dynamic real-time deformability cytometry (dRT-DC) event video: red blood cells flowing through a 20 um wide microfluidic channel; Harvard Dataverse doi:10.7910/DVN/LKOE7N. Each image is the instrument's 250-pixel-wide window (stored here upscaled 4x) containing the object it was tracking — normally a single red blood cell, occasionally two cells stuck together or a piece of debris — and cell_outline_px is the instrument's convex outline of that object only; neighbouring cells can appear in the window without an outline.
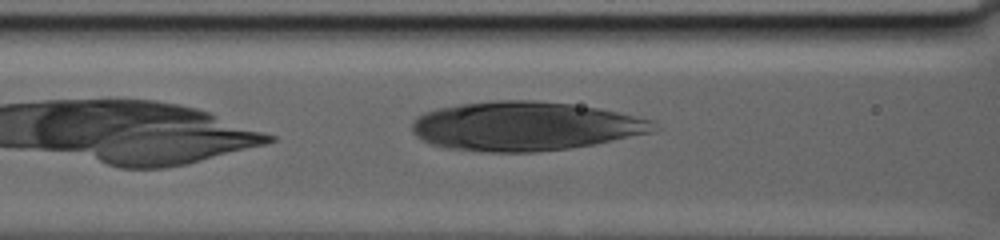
{"species": "human", "species_latin": "Homo sapiens", "temperature_condition": "warm", "stored_images_in_passage": 45, "camera_frame_rate_fps": 3000, "um_per_image_px": 0.085, "donor": {"sex": "male"}, "frame": {"image": 1, "passage_image": 7, "time_ms": 2.333, "image_size_px": [1000, 240], "cell_outline_px": [[660, 128], [652, 132], [592, 144], [568, 148], [536, 152], [488, 152], [444, 148], [432, 144], [416, 136], [412, 132], [412, 120], [416, 116], [424, 112], [436, 108], [460, 104], [496, 100], [536, 100], [572, 104], [596, 108], [656, 120]], "centroid_in_image_um": [44.6, 10.72], "position_along_channel_um": 122.0, "area_um2": 69.19}}
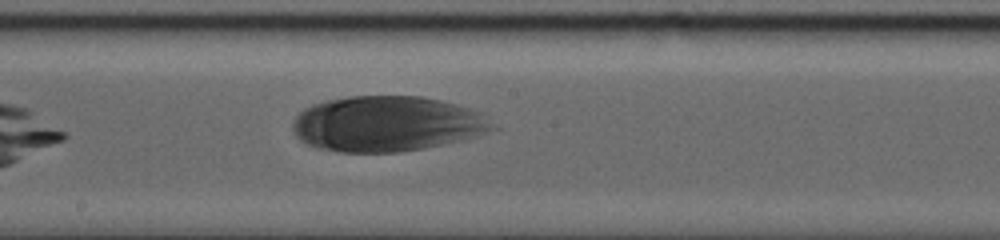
{"frame": {"image": 2, "passage_image": 18, "time_ms": 6.333, "image_size_px": [1000, 240], "cell_outline_px": [[500, 128], [476, 136], [460, 140], [424, 148], [396, 152], [340, 152], [320, 148], [308, 144], [300, 140], [296, 136], [292, 128], [292, 124], [296, 116], [304, 108], [312, 104], [328, 100], [348, 96], [420, 96], [440, 100], [456, 104], [484, 112]], "centroid_in_image_um": [32.94, 10.51], "position_along_channel_um": 215.3, "area_um2": 64.85}}
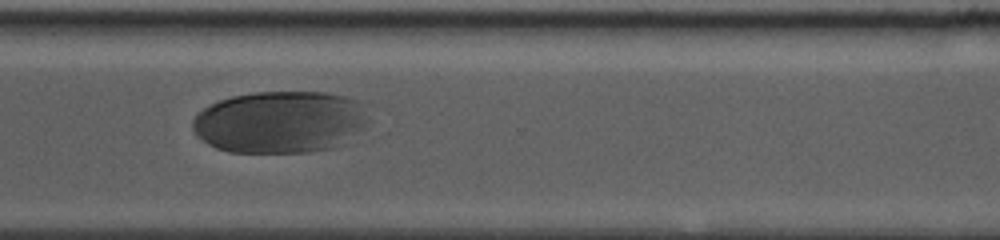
{"frame": {"image": 3, "passage_image": 35, "time_ms": 12.0, "image_size_px": [1000, 240], "cell_outline_px": [[368, 120], [360, 128], [332, 148], [308, 152], [228, 152], [216, 148], [208, 144], [196, 136], [192, 128], [192, 120], [204, 108], [220, 100], [232, 96], [256, 92], [324, 92], [344, 96], [356, 100], [360, 104]], "centroid_in_image_um": [23.72, 10.37], "position_along_channel_um": 346.9, "area_um2": 62.94}}